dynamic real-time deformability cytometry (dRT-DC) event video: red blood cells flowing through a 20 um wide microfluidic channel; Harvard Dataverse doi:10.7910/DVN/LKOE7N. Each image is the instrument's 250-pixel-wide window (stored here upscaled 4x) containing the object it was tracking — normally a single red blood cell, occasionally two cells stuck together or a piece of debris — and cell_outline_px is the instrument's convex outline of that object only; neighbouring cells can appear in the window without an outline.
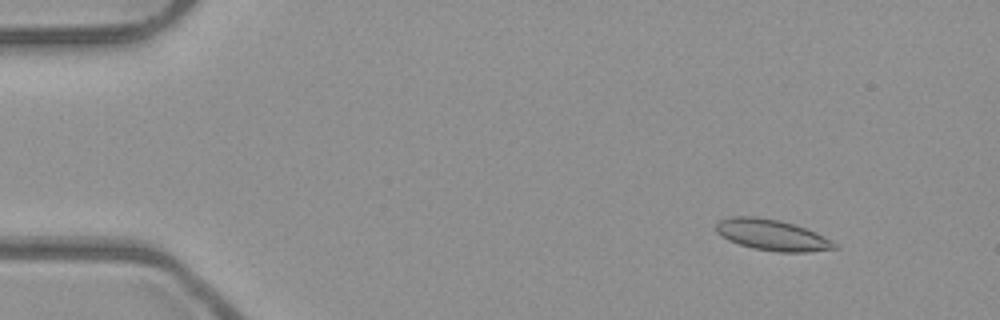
{"species": "common noctule bat (a hibernating species)", "species_latin": "Nyctalus noctula", "temperature_condition": "room temperature", "stored_images_in_passage": 5, "camera_frame_rate_fps": 3000, "um_per_image_px": 0.085, "animal": {"sex": "male", "body_mass_g": 23.1, "forearm_length_mm": 52.7}, "frame": {"image": 1, "passage_image": 2, "time_ms": 0.333, "image_size_px": [1000, 320], "cell_outline_px": [[840, 248], [808, 252], [780, 252], [752, 248], [728, 240], [720, 236], [716, 232], [716, 224], [720, 220], [732, 216], [756, 216], [780, 220], [796, 224], [816, 232], [832, 240]], "centroid_in_image_um": [65.64, 19.97], "position_along_channel_um": 19.4, "area_um2": 21.62}}
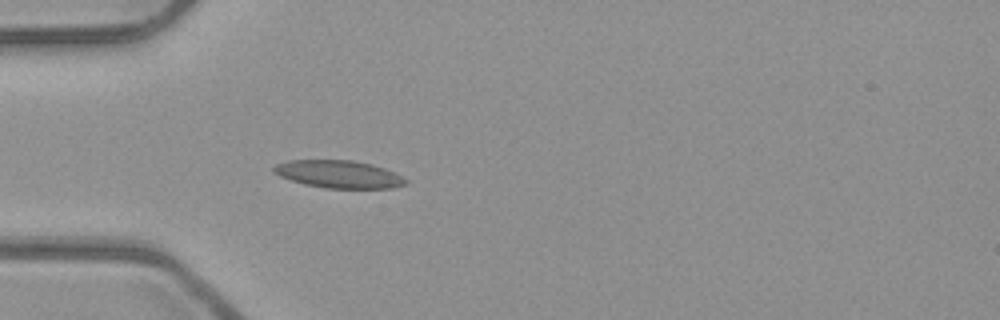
{"frame": {"image": 2, "passage_image": 5, "time_ms": 1.333, "image_size_px": [1000, 320], "cell_outline_px": [[408, 184], [392, 188], [324, 188], [304, 184], [280, 176], [272, 172], [272, 168], [276, 164], [288, 160], [352, 160], [372, 164], [384, 168], [408, 180]], "centroid_in_image_um": [28.78, 14.8], "position_along_channel_um": 56.2, "area_um2": 21.21}}